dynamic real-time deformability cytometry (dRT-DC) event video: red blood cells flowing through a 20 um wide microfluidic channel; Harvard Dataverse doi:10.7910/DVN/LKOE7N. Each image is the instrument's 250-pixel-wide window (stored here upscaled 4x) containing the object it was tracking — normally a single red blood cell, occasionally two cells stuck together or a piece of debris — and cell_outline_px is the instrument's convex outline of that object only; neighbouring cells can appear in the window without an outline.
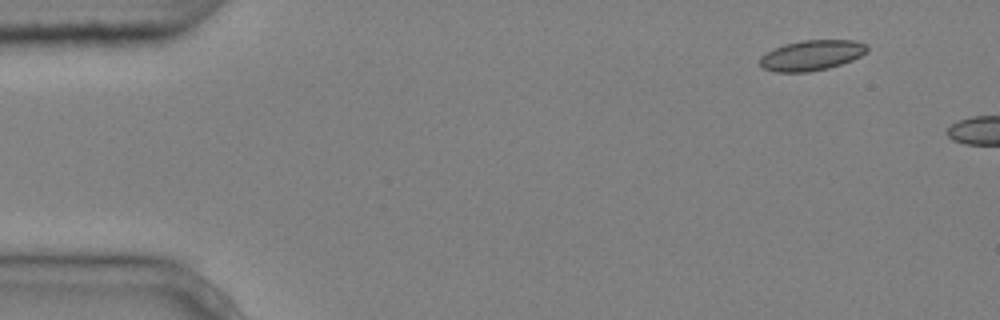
{"species": "common noctule bat (a hibernating species)", "species_latin": "Nyctalus noctula", "temperature_condition": "cold", "stored_images_in_passage": 2, "camera_frame_rate_fps": 3000, "um_per_image_px": 0.085, "animal": {"sex": "male", "body_mass_g": 20.4}, "frame": {"image": 1, "passage_image": 1, "time_ms": 0.0, "image_size_px": [1000, 320], "cell_outline_px": [[868, 52], [852, 60], [828, 68], [808, 72], [776, 72], [764, 68], [760, 64], [760, 56], [772, 48], [784, 44], [800, 40], [856, 40], [868, 44]], "centroid_in_image_um": [69.0, 4.69], "position_along_channel_um": 16.0, "area_um2": 19.13}}